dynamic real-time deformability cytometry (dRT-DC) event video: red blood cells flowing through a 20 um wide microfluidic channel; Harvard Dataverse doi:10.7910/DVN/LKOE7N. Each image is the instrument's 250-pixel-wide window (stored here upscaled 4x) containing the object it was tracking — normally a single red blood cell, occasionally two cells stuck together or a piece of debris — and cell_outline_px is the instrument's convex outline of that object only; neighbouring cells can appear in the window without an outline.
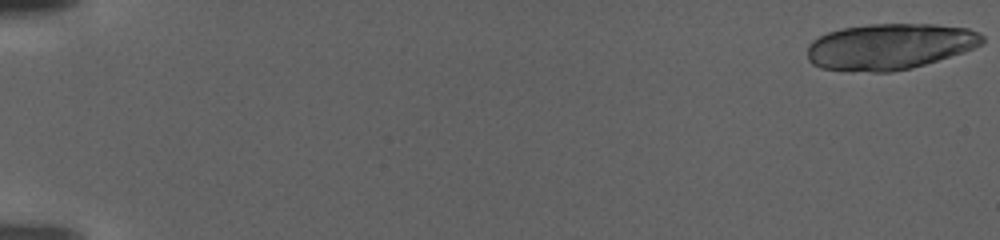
{"species": "human", "species_latin": "Homo sapiens", "temperature_condition": "warm", "stored_images_in_passage": 43, "camera_frame_rate_fps": 3000, "um_per_image_px": 0.085, "donor": {"sex": "female"}, "frame": {"image": 1, "passage_image": 1, "time_ms": 0.0, "image_size_px": [1000, 240], "cell_outline_px": [[984, 44], [964, 52], [912, 68], [892, 72], [872, 72], [820, 68], [812, 64], [808, 60], [808, 44], [812, 40], [828, 32], [844, 28], [868, 24], [936, 24], [968, 28], [980, 32], [984, 36]], "centroid_in_image_um": [75.66, 3.95], "position_along_channel_um": 9.3, "area_um2": 47.16}}
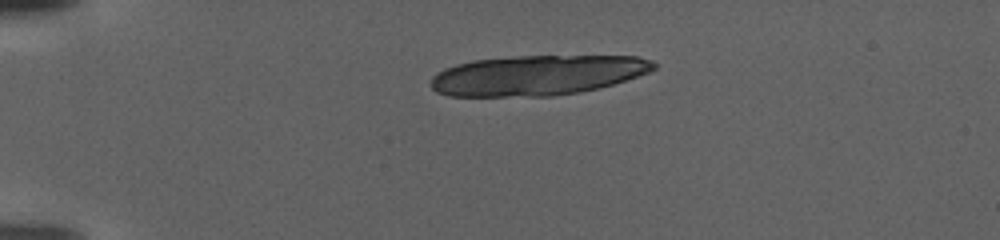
{"frame": {"image": 2, "passage_image": 27, "time_ms": 8.667, "image_size_px": [1000, 240], "cell_outline_px": [[656, 68], [648, 72], [600, 88], [580, 92], [552, 96], [448, 96], [436, 92], [432, 88], [432, 76], [436, 72], [444, 68], [456, 64], [472, 60], [516, 56], [636, 56], [652, 60], [656, 64]], "centroid_in_image_um": [45.64, 6.39], "position_along_channel_um": 39.4, "area_um2": 52.14}}